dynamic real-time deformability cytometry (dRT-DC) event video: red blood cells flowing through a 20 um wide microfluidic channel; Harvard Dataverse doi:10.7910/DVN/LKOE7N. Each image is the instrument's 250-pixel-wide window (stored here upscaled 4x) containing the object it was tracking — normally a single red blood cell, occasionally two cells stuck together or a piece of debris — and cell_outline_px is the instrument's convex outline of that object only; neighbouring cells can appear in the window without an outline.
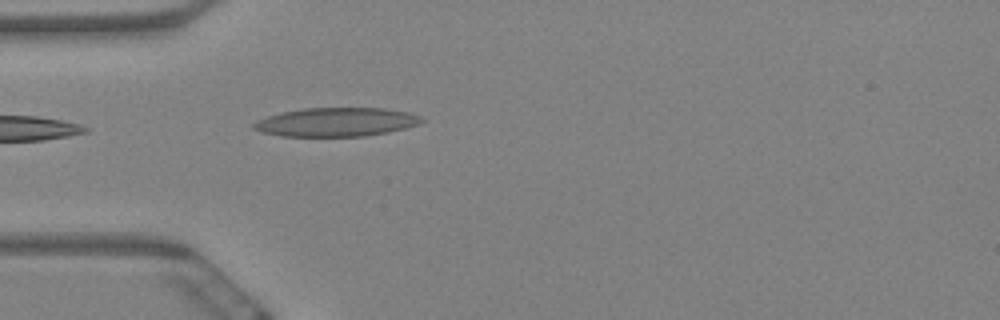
{"species": "Egyptian fruit bat (a non-hibernating species)", "species_latin": "Rousettus aegyptiacus", "temperature_condition": "warm", "stored_images_in_passage": 1, "camera_frame_rate_fps": 3000, "um_per_image_px": 0.085, "animal": {"sex": "female"}, "frame": {"image": 1, "passage_image": 1, "time_ms": 0.0, "image_size_px": [1000, 320], "cell_outline_px": [[424, 120], [416, 124], [404, 128], [388, 132], [364, 136], [284, 136], [264, 132], [252, 128], [252, 124], [256, 120], [268, 116], [284, 112], [304, 108], [384, 108], [408, 112], [420, 116]], "centroid_in_image_um": [28.57, 10.37], "position_along_channel_um": 56.4, "area_um2": 27.86}}